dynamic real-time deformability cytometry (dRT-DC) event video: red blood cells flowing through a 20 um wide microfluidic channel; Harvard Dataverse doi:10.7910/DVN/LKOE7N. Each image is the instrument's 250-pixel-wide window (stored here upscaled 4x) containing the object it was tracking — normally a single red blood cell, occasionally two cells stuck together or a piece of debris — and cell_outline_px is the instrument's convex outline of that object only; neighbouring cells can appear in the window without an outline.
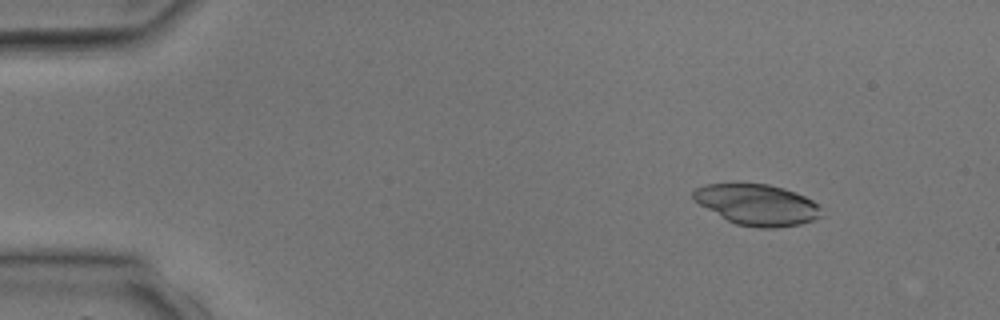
{"species": "common noctule bat (a hibernating species)", "species_latin": "Nyctalus noctula", "temperature_condition": "room temperature", "stored_images_in_passage": 2, "camera_frame_rate_fps": 3000, "um_per_image_px": 0.085, "animal": {"sex": "male", "body_mass_g": 17.9, "forearm_length_mm": 54.2}, "frame": {"image": 1, "passage_image": 1, "time_ms": 0.0, "image_size_px": [1000, 320], "cell_outline_px": [[824, 216], [800, 224], [776, 228], [760, 228], [736, 224], [728, 220], [692, 200], [692, 192], [696, 188], [704, 184], [740, 180], [768, 184], [784, 188], [796, 192], [820, 204]], "centroid_in_image_um": [64.34, 17.34], "position_along_channel_um": 20.7, "area_um2": 31.56}}